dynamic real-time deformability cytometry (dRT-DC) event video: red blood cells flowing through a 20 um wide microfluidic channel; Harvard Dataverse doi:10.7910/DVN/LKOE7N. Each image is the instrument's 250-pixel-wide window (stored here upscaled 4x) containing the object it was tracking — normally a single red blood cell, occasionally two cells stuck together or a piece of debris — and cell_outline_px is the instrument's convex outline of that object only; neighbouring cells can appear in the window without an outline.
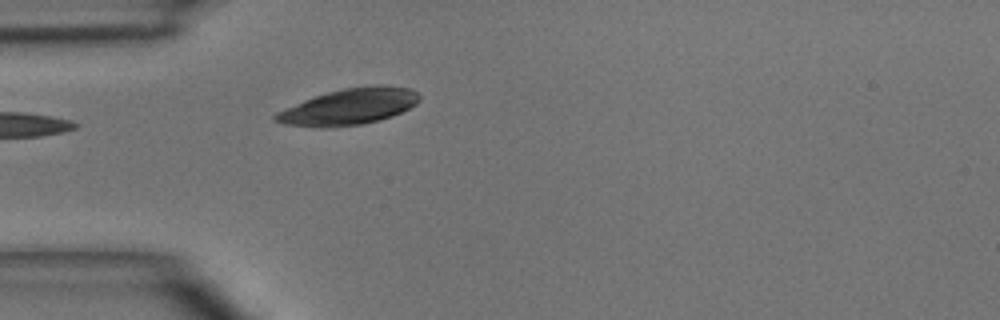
{"species": "common noctule bat (a hibernating species)", "species_latin": "Nyctalus noctula", "temperature_condition": "room temperature", "stored_images_in_passage": 5, "segment_of_instrument_passage": [2, 2], "camera_frame_rate_fps": 3000, "um_per_image_px": 0.085, "animal": {"sex": "male", "body_mass_g": 15.6}, "frame": {"image": 1, "passage_image": 5, "time_ms": 5.333, "image_size_px": [1000, 320], "cell_outline_px": [[420, 100], [416, 104], [392, 116], [380, 120], [360, 124], [328, 128], [320, 128], [284, 124], [272, 120], [272, 116], [276, 112], [304, 100], [328, 92], [344, 88], [376, 84], [380, 84], [412, 88], [420, 96]], "centroid_in_image_um": [29.67, 9.06], "position_along_channel_um": 55.3, "area_um2": 30.46}}